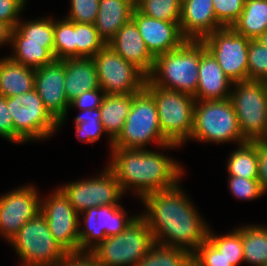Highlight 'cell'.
<instances>
[{
    "label": "cell",
    "instance_id": "681fc988",
    "mask_svg": "<svg viewBox=\"0 0 267 266\" xmlns=\"http://www.w3.org/2000/svg\"><path fill=\"white\" fill-rule=\"evenodd\" d=\"M264 86L266 88V92H267V78L263 80Z\"/></svg>",
    "mask_w": 267,
    "mask_h": 266
},
{
    "label": "cell",
    "instance_id": "4316f807",
    "mask_svg": "<svg viewBox=\"0 0 267 266\" xmlns=\"http://www.w3.org/2000/svg\"><path fill=\"white\" fill-rule=\"evenodd\" d=\"M232 28L249 39H257L267 30V0H246Z\"/></svg>",
    "mask_w": 267,
    "mask_h": 266
},
{
    "label": "cell",
    "instance_id": "836d02e7",
    "mask_svg": "<svg viewBox=\"0 0 267 266\" xmlns=\"http://www.w3.org/2000/svg\"><path fill=\"white\" fill-rule=\"evenodd\" d=\"M76 58H92L105 45L94 24L75 23Z\"/></svg>",
    "mask_w": 267,
    "mask_h": 266
},
{
    "label": "cell",
    "instance_id": "7402d4cb",
    "mask_svg": "<svg viewBox=\"0 0 267 266\" xmlns=\"http://www.w3.org/2000/svg\"><path fill=\"white\" fill-rule=\"evenodd\" d=\"M64 84L69 102L84 92L100 88L93 58L65 59Z\"/></svg>",
    "mask_w": 267,
    "mask_h": 266
},
{
    "label": "cell",
    "instance_id": "f907efd6",
    "mask_svg": "<svg viewBox=\"0 0 267 266\" xmlns=\"http://www.w3.org/2000/svg\"><path fill=\"white\" fill-rule=\"evenodd\" d=\"M188 266H199V265L196 264V263L192 260V262H191Z\"/></svg>",
    "mask_w": 267,
    "mask_h": 266
},
{
    "label": "cell",
    "instance_id": "e575fe53",
    "mask_svg": "<svg viewBox=\"0 0 267 266\" xmlns=\"http://www.w3.org/2000/svg\"><path fill=\"white\" fill-rule=\"evenodd\" d=\"M74 123L77 138L85 143L100 140L102 133L105 132L99 108L81 110V114L75 117Z\"/></svg>",
    "mask_w": 267,
    "mask_h": 266
},
{
    "label": "cell",
    "instance_id": "f1b7e54d",
    "mask_svg": "<svg viewBox=\"0 0 267 266\" xmlns=\"http://www.w3.org/2000/svg\"><path fill=\"white\" fill-rule=\"evenodd\" d=\"M244 262L252 266L267 264V225L242 226Z\"/></svg>",
    "mask_w": 267,
    "mask_h": 266
},
{
    "label": "cell",
    "instance_id": "d4e9b609",
    "mask_svg": "<svg viewBox=\"0 0 267 266\" xmlns=\"http://www.w3.org/2000/svg\"><path fill=\"white\" fill-rule=\"evenodd\" d=\"M10 45L13 48L12 60L31 68H39L52 63L54 57V43L25 42V38L12 29Z\"/></svg>",
    "mask_w": 267,
    "mask_h": 266
},
{
    "label": "cell",
    "instance_id": "60d3db41",
    "mask_svg": "<svg viewBox=\"0 0 267 266\" xmlns=\"http://www.w3.org/2000/svg\"><path fill=\"white\" fill-rule=\"evenodd\" d=\"M193 261L199 266H233L208 240L193 253Z\"/></svg>",
    "mask_w": 267,
    "mask_h": 266
},
{
    "label": "cell",
    "instance_id": "ee69618b",
    "mask_svg": "<svg viewBox=\"0 0 267 266\" xmlns=\"http://www.w3.org/2000/svg\"><path fill=\"white\" fill-rule=\"evenodd\" d=\"M0 137L13 142V119L3 95H0Z\"/></svg>",
    "mask_w": 267,
    "mask_h": 266
},
{
    "label": "cell",
    "instance_id": "484cf974",
    "mask_svg": "<svg viewBox=\"0 0 267 266\" xmlns=\"http://www.w3.org/2000/svg\"><path fill=\"white\" fill-rule=\"evenodd\" d=\"M132 104V94H106L99 107L101 123L108 134L110 150L113 140L122 131Z\"/></svg>",
    "mask_w": 267,
    "mask_h": 266
},
{
    "label": "cell",
    "instance_id": "4fadbf2b",
    "mask_svg": "<svg viewBox=\"0 0 267 266\" xmlns=\"http://www.w3.org/2000/svg\"><path fill=\"white\" fill-rule=\"evenodd\" d=\"M58 189L79 214L93 207L121 205L119 200L124 195L114 172L108 166L98 177L72 181Z\"/></svg>",
    "mask_w": 267,
    "mask_h": 266
},
{
    "label": "cell",
    "instance_id": "52a82bcc",
    "mask_svg": "<svg viewBox=\"0 0 267 266\" xmlns=\"http://www.w3.org/2000/svg\"><path fill=\"white\" fill-rule=\"evenodd\" d=\"M238 145L247 140L242 136L236 112L230 99L196 101L194 126L190 140Z\"/></svg>",
    "mask_w": 267,
    "mask_h": 266
},
{
    "label": "cell",
    "instance_id": "ab89813d",
    "mask_svg": "<svg viewBox=\"0 0 267 266\" xmlns=\"http://www.w3.org/2000/svg\"><path fill=\"white\" fill-rule=\"evenodd\" d=\"M70 5L66 19L74 23H95L99 0H70Z\"/></svg>",
    "mask_w": 267,
    "mask_h": 266
},
{
    "label": "cell",
    "instance_id": "7dc6e473",
    "mask_svg": "<svg viewBox=\"0 0 267 266\" xmlns=\"http://www.w3.org/2000/svg\"><path fill=\"white\" fill-rule=\"evenodd\" d=\"M12 29L13 28L9 24L0 21V46L4 44L8 45L7 43H10Z\"/></svg>",
    "mask_w": 267,
    "mask_h": 266
},
{
    "label": "cell",
    "instance_id": "5bb4252c",
    "mask_svg": "<svg viewBox=\"0 0 267 266\" xmlns=\"http://www.w3.org/2000/svg\"><path fill=\"white\" fill-rule=\"evenodd\" d=\"M81 215L85 226L80 227L79 219V252H90L106 237L123 232L138 216L129 218L122 205L93 207L81 212L79 218Z\"/></svg>",
    "mask_w": 267,
    "mask_h": 266
},
{
    "label": "cell",
    "instance_id": "ac0fdd59",
    "mask_svg": "<svg viewBox=\"0 0 267 266\" xmlns=\"http://www.w3.org/2000/svg\"><path fill=\"white\" fill-rule=\"evenodd\" d=\"M131 19L154 57L175 50L187 40L181 32L179 22L158 20L142 14L136 8L132 12Z\"/></svg>",
    "mask_w": 267,
    "mask_h": 266
},
{
    "label": "cell",
    "instance_id": "d6986e66",
    "mask_svg": "<svg viewBox=\"0 0 267 266\" xmlns=\"http://www.w3.org/2000/svg\"><path fill=\"white\" fill-rule=\"evenodd\" d=\"M179 23L187 40H202L223 28L216 19L212 0H182Z\"/></svg>",
    "mask_w": 267,
    "mask_h": 266
},
{
    "label": "cell",
    "instance_id": "1f68e13d",
    "mask_svg": "<svg viewBox=\"0 0 267 266\" xmlns=\"http://www.w3.org/2000/svg\"><path fill=\"white\" fill-rule=\"evenodd\" d=\"M182 0H135V8L149 17L180 22Z\"/></svg>",
    "mask_w": 267,
    "mask_h": 266
},
{
    "label": "cell",
    "instance_id": "7c38bea8",
    "mask_svg": "<svg viewBox=\"0 0 267 266\" xmlns=\"http://www.w3.org/2000/svg\"><path fill=\"white\" fill-rule=\"evenodd\" d=\"M202 41L233 83L248 80L249 38L240 35L232 27H223Z\"/></svg>",
    "mask_w": 267,
    "mask_h": 266
},
{
    "label": "cell",
    "instance_id": "9a60e30c",
    "mask_svg": "<svg viewBox=\"0 0 267 266\" xmlns=\"http://www.w3.org/2000/svg\"><path fill=\"white\" fill-rule=\"evenodd\" d=\"M40 202V213L55 241L67 252H79V213L57 188Z\"/></svg>",
    "mask_w": 267,
    "mask_h": 266
},
{
    "label": "cell",
    "instance_id": "277c9868",
    "mask_svg": "<svg viewBox=\"0 0 267 266\" xmlns=\"http://www.w3.org/2000/svg\"><path fill=\"white\" fill-rule=\"evenodd\" d=\"M156 143L163 150L178 148L162 134L158 110L153 96L144 88L132 94V104L120 134L113 140L112 148L145 149L149 143Z\"/></svg>",
    "mask_w": 267,
    "mask_h": 266
},
{
    "label": "cell",
    "instance_id": "4dcf8cb0",
    "mask_svg": "<svg viewBox=\"0 0 267 266\" xmlns=\"http://www.w3.org/2000/svg\"><path fill=\"white\" fill-rule=\"evenodd\" d=\"M209 228L207 240L233 265L244 262L242 226L226 235H216Z\"/></svg>",
    "mask_w": 267,
    "mask_h": 266
},
{
    "label": "cell",
    "instance_id": "f546056e",
    "mask_svg": "<svg viewBox=\"0 0 267 266\" xmlns=\"http://www.w3.org/2000/svg\"><path fill=\"white\" fill-rule=\"evenodd\" d=\"M192 260L187 250L155 243L136 266H188Z\"/></svg>",
    "mask_w": 267,
    "mask_h": 266
},
{
    "label": "cell",
    "instance_id": "8992f818",
    "mask_svg": "<svg viewBox=\"0 0 267 266\" xmlns=\"http://www.w3.org/2000/svg\"><path fill=\"white\" fill-rule=\"evenodd\" d=\"M145 89L153 96L158 110V120L164 137L182 146L194 126V96L176 90L156 87L146 81Z\"/></svg>",
    "mask_w": 267,
    "mask_h": 266
},
{
    "label": "cell",
    "instance_id": "d590c367",
    "mask_svg": "<svg viewBox=\"0 0 267 266\" xmlns=\"http://www.w3.org/2000/svg\"><path fill=\"white\" fill-rule=\"evenodd\" d=\"M15 29L25 42L54 43V19L51 17L30 21H18Z\"/></svg>",
    "mask_w": 267,
    "mask_h": 266
},
{
    "label": "cell",
    "instance_id": "f35d334b",
    "mask_svg": "<svg viewBox=\"0 0 267 266\" xmlns=\"http://www.w3.org/2000/svg\"><path fill=\"white\" fill-rule=\"evenodd\" d=\"M246 0H212L217 21L223 27H232L242 14Z\"/></svg>",
    "mask_w": 267,
    "mask_h": 266
},
{
    "label": "cell",
    "instance_id": "c3c4849f",
    "mask_svg": "<svg viewBox=\"0 0 267 266\" xmlns=\"http://www.w3.org/2000/svg\"><path fill=\"white\" fill-rule=\"evenodd\" d=\"M256 40L259 41V43H261L265 47H267V30L262 35H260Z\"/></svg>",
    "mask_w": 267,
    "mask_h": 266
},
{
    "label": "cell",
    "instance_id": "cb8c5ba5",
    "mask_svg": "<svg viewBox=\"0 0 267 266\" xmlns=\"http://www.w3.org/2000/svg\"><path fill=\"white\" fill-rule=\"evenodd\" d=\"M35 69L12 60L0 59V95L12 97L34 89Z\"/></svg>",
    "mask_w": 267,
    "mask_h": 266
},
{
    "label": "cell",
    "instance_id": "d6a6232c",
    "mask_svg": "<svg viewBox=\"0 0 267 266\" xmlns=\"http://www.w3.org/2000/svg\"><path fill=\"white\" fill-rule=\"evenodd\" d=\"M54 57L56 60L76 58L75 23L68 19L54 20Z\"/></svg>",
    "mask_w": 267,
    "mask_h": 266
},
{
    "label": "cell",
    "instance_id": "8fae6325",
    "mask_svg": "<svg viewBox=\"0 0 267 266\" xmlns=\"http://www.w3.org/2000/svg\"><path fill=\"white\" fill-rule=\"evenodd\" d=\"M92 58L99 86L106 94H137L145 88L147 76L109 45L106 44Z\"/></svg>",
    "mask_w": 267,
    "mask_h": 266
},
{
    "label": "cell",
    "instance_id": "8d00e7d4",
    "mask_svg": "<svg viewBox=\"0 0 267 266\" xmlns=\"http://www.w3.org/2000/svg\"><path fill=\"white\" fill-rule=\"evenodd\" d=\"M267 78V47L250 39L248 47V80L263 81Z\"/></svg>",
    "mask_w": 267,
    "mask_h": 266
},
{
    "label": "cell",
    "instance_id": "44dd1931",
    "mask_svg": "<svg viewBox=\"0 0 267 266\" xmlns=\"http://www.w3.org/2000/svg\"><path fill=\"white\" fill-rule=\"evenodd\" d=\"M198 76V87L194 95L196 101L230 98L233 82L207 49L201 55Z\"/></svg>",
    "mask_w": 267,
    "mask_h": 266
},
{
    "label": "cell",
    "instance_id": "7a4b0ae2",
    "mask_svg": "<svg viewBox=\"0 0 267 266\" xmlns=\"http://www.w3.org/2000/svg\"><path fill=\"white\" fill-rule=\"evenodd\" d=\"M110 152L108 167L114 172L122 192L126 194L133 189L139 199L176 187L184 173L180 163L164 153L124 148H112Z\"/></svg>",
    "mask_w": 267,
    "mask_h": 266
},
{
    "label": "cell",
    "instance_id": "ffe728a7",
    "mask_svg": "<svg viewBox=\"0 0 267 266\" xmlns=\"http://www.w3.org/2000/svg\"><path fill=\"white\" fill-rule=\"evenodd\" d=\"M107 45L126 61L139 68L146 76L152 71L155 57L147 49L132 19L118 30Z\"/></svg>",
    "mask_w": 267,
    "mask_h": 266
},
{
    "label": "cell",
    "instance_id": "bcb514c9",
    "mask_svg": "<svg viewBox=\"0 0 267 266\" xmlns=\"http://www.w3.org/2000/svg\"><path fill=\"white\" fill-rule=\"evenodd\" d=\"M258 180L264 194L267 192V143L257 141Z\"/></svg>",
    "mask_w": 267,
    "mask_h": 266
},
{
    "label": "cell",
    "instance_id": "30bf717a",
    "mask_svg": "<svg viewBox=\"0 0 267 266\" xmlns=\"http://www.w3.org/2000/svg\"><path fill=\"white\" fill-rule=\"evenodd\" d=\"M232 88L229 99L236 112L242 136L247 141L265 140L267 137V92L263 81L234 82Z\"/></svg>",
    "mask_w": 267,
    "mask_h": 266
},
{
    "label": "cell",
    "instance_id": "5b68a950",
    "mask_svg": "<svg viewBox=\"0 0 267 266\" xmlns=\"http://www.w3.org/2000/svg\"><path fill=\"white\" fill-rule=\"evenodd\" d=\"M154 244L148 223L139 214L123 232L106 237L90 253L102 266H136Z\"/></svg>",
    "mask_w": 267,
    "mask_h": 266
},
{
    "label": "cell",
    "instance_id": "603a6c76",
    "mask_svg": "<svg viewBox=\"0 0 267 266\" xmlns=\"http://www.w3.org/2000/svg\"><path fill=\"white\" fill-rule=\"evenodd\" d=\"M94 26L107 44L132 17L135 0H99Z\"/></svg>",
    "mask_w": 267,
    "mask_h": 266
},
{
    "label": "cell",
    "instance_id": "7bdbcfd3",
    "mask_svg": "<svg viewBox=\"0 0 267 266\" xmlns=\"http://www.w3.org/2000/svg\"><path fill=\"white\" fill-rule=\"evenodd\" d=\"M105 96L106 93L101 88H96L75 97L70 101L69 107L79 108V111L85 109H97L102 105Z\"/></svg>",
    "mask_w": 267,
    "mask_h": 266
},
{
    "label": "cell",
    "instance_id": "3957f363",
    "mask_svg": "<svg viewBox=\"0 0 267 266\" xmlns=\"http://www.w3.org/2000/svg\"><path fill=\"white\" fill-rule=\"evenodd\" d=\"M206 45L202 40H186L173 51L159 54L147 81L160 88L194 96L198 87V69Z\"/></svg>",
    "mask_w": 267,
    "mask_h": 266
},
{
    "label": "cell",
    "instance_id": "b9f144b4",
    "mask_svg": "<svg viewBox=\"0 0 267 266\" xmlns=\"http://www.w3.org/2000/svg\"><path fill=\"white\" fill-rule=\"evenodd\" d=\"M27 0H0V21L15 28Z\"/></svg>",
    "mask_w": 267,
    "mask_h": 266
},
{
    "label": "cell",
    "instance_id": "74e56055",
    "mask_svg": "<svg viewBox=\"0 0 267 266\" xmlns=\"http://www.w3.org/2000/svg\"><path fill=\"white\" fill-rule=\"evenodd\" d=\"M230 193L240 200H253L264 195L258 179H246L238 176L228 177Z\"/></svg>",
    "mask_w": 267,
    "mask_h": 266
},
{
    "label": "cell",
    "instance_id": "9c48e42d",
    "mask_svg": "<svg viewBox=\"0 0 267 266\" xmlns=\"http://www.w3.org/2000/svg\"><path fill=\"white\" fill-rule=\"evenodd\" d=\"M9 243L22 260L19 266H57L67 254L41 213L27 221Z\"/></svg>",
    "mask_w": 267,
    "mask_h": 266
},
{
    "label": "cell",
    "instance_id": "2e32d148",
    "mask_svg": "<svg viewBox=\"0 0 267 266\" xmlns=\"http://www.w3.org/2000/svg\"><path fill=\"white\" fill-rule=\"evenodd\" d=\"M38 190L25 185L0 196V234L10 241L19 229L40 213Z\"/></svg>",
    "mask_w": 267,
    "mask_h": 266
},
{
    "label": "cell",
    "instance_id": "6da1fadb",
    "mask_svg": "<svg viewBox=\"0 0 267 266\" xmlns=\"http://www.w3.org/2000/svg\"><path fill=\"white\" fill-rule=\"evenodd\" d=\"M176 187L145 195L141 202L155 243L181 248L192 254L207 240L209 226L181 189Z\"/></svg>",
    "mask_w": 267,
    "mask_h": 266
},
{
    "label": "cell",
    "instance_id": "83f0119b",
    "mask_svg": "<svg viewBox=\"0 0 267 266\" xmlns=\"http://www.w3.org/2000/svg\"><path fill=\"white\" fill-rule=\"evenodd\" d=\"M237 146L227 159L228 175L258 179L257 141H246Z\"/></svg>",
    "mask_w": 267,
    "mask_h": 266
},
{
    "label": "cell",
    "instance_id": "e0dca14e",
    "mask_svg": "<svg viewBox=\"0 0 267 266\" xmlns=\"http://www.w3.org/2000/svg\"><path fill=\"white\" fill-rule=\"evenodd\" d=\"M65 59L54 60L35 69L34 88L39 94L45 109L59 123L66 120L70 102L64 89Z\"/></svg>",
    "mask_w": 267,
    "mask_h": 266
},
{
    "label": "cell",
    "instance_id": "f6af8a7d",
    "mask_svg": "<svg viewBox=\"0 0 267 266\" xmlns=\"http://www.w3.org/2000/svg\"><path fill=\"white\" fill-rule=\"evenodd\" d=\"M57 266H102L90 252L67 253Z\"/></svg>",
    "mask_w": 267,
    "mask_h": 266
},
{
    "label": "cell",
    "instance_id": "ba28073f",
    "mask_svg": "<svg viewBox=\"0 0 267 266\" xmlns=\"http://www.w3.org/2000/svg\"><path fill=\"white\" fill-rule=\"evenodd\" d=\"M7 106L13 119L14 143L47 139L60 127L45 109L35 88L27 93L7 97Z\"/></svg>",
    "mask_w": 267,
    "mask_h": 266
}]
</instances>
